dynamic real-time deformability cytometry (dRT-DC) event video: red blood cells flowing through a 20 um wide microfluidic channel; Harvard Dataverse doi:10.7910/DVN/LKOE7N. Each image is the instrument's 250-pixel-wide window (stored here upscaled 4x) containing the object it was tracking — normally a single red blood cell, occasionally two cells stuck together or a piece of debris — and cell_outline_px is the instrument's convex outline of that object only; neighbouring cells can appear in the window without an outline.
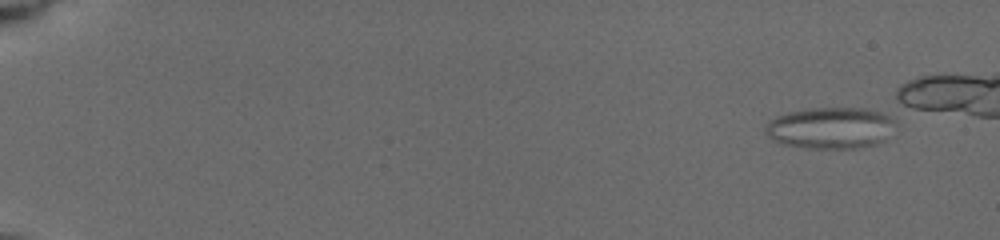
{"species": "common noctule bat (a hibernating species)", "species_latin": "Nyctalus noctula", "temperature_condition": "cold", "stored_images_in_passage": 39, "camera_frame_rate_fps": 3000, "um_per_image_px": 0.085, "animal": {"sex": "female", "body_mass_g": 19.5, "forearm_length_mm": 54.1}, "frame": {"image": 1, "passage_image": 1, "time_ms": 0.0, "image_size_px": [1000, 240], "cell_outline_px": [[896, 124], [884, 140], [876, 144], [856, 148], [808, 148], [788, 144], [776, 140], [768, 136], [764, 132], [764, 128], [776, 116], [788, 112], [808, 108], [864, 108], [880, 112], [888, 116]], "centroid_in_image_um": [70.6, 10.86], "position_along_channel_um": 14.4, "area_um2": 31.04}}
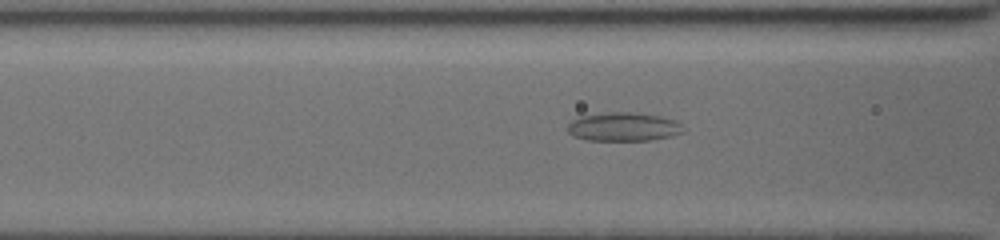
{"frame": {"image": 2, "passage_image": 27, "time_ms": 7.0, "image_size_px": [1000, 240], "cell_outline_px": [[684, 132], [668, 136], [648, 140], [588, 140], [576, 136], [568, 132], [568, 124], [572, 120], [580, 116], [604, 112], [636, 112], [660, 116], [676, 120], [680, 124]], "centroid_in_image_um": [52.98, 10.76], "position_along_channel_um": 113.6, "area_um2": 19.19}}
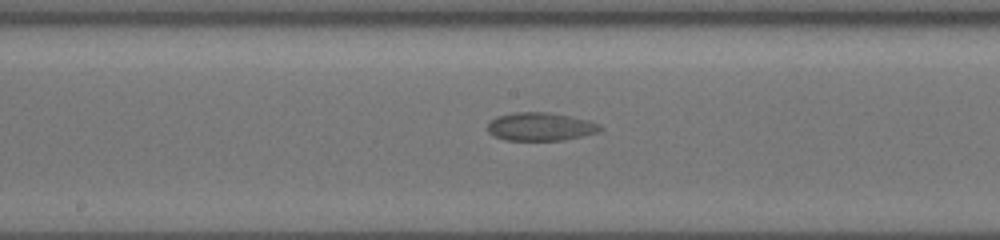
{"frame": {"image": 3, "passage_image": 38, "time_ms": 9.333, "image_size_px": [1000, 240], "cell_outline_px": [[604, 128], [600, 132], [564, 140], [508, 140], [496, 136], [488, 132], [488, 124], [496, 116], [512, 112], [548, 112], [588, 120], [600, 124]], "centroid_in_image_um": [45.97, 10.76], "position_along_channel_um": 202.2, "area_um2": 18.5}}